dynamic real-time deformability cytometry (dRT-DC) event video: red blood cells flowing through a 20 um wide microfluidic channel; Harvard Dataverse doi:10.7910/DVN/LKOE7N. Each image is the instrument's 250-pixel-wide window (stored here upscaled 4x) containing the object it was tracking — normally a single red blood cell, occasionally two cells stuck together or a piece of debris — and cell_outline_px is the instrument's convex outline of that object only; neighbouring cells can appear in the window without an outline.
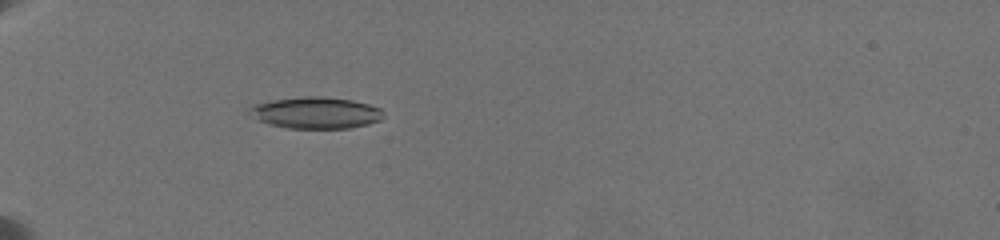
{"species": "common noctule bat (a hibernating species)", "species_latin": "Nyctalus noctula", "temperature_condition": "warm", "stored_images_in_passage": 21, "camera_frame_rate_fps": 3000, "um_per_image_px": 0.085, "animal": {"sex": "female", "body_mass_g": 19.5, "forearm_length_mm": 54.1}, "frame": {"image": 1, "passage_image": 2, "time_ms": 0.667, "image_size_px": [1000, 240], "cell_outline_px": [[384, 116], [380, 120], [368, 124], [348, 128], [288, 128], [268, 124], [256, 120], [248, 112], [248, 108], [252, 104], [272, 100], [304, 96], [324, 96], [352, 100], [368, 104], [380, 108], [384, 112]], "centroid_in_image_um": [26.81, 9.58], "position_along_channel_um": 58.2, "area_um2": 24.85}}
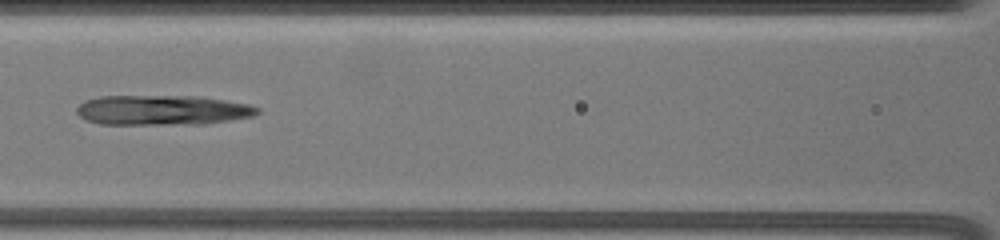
{"frame": {"image": 2, "passage_image": 6, "time_ms": 4.0, "image_size_px": [1000, 240], "cell_outline_px": [[260, 112], [252, 116], [204, 124], [100, 124], [88, 120], [80, 116], [76, 112], [76, 108], [84, 100], [100, 96], [200, 96], [248, 104], [260, 108]], "centroid_in_image_um": [13.79, 9.35], "position_along_channel_um": 152.8, "area_um2": 31.5}}
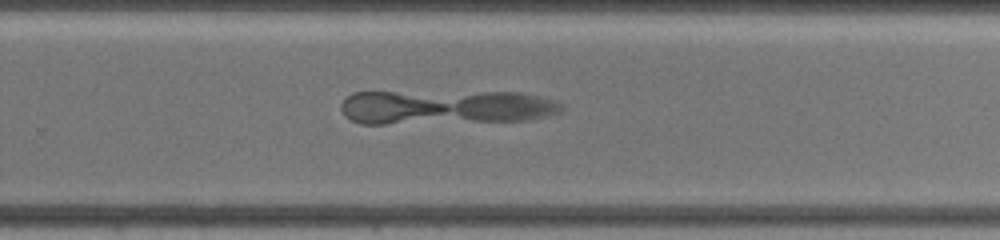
{"frame": {"image": 3, "passage_image": 11, "time_ms": 8.0, "image_size_px": [1000, 240], "cell_outline_px": [[564, 108], [560, 112], [548, 116], [528, 120], [384, 124], [360, 124], [344, 116], [340, 108], [340, 104], [352, 92], [520, 92], [552, 100], [564, 104]], "centroid_in_image_um": [37.85, 9.11], "position_along_channel_um": 292.0, "area_um2": 44.45}}